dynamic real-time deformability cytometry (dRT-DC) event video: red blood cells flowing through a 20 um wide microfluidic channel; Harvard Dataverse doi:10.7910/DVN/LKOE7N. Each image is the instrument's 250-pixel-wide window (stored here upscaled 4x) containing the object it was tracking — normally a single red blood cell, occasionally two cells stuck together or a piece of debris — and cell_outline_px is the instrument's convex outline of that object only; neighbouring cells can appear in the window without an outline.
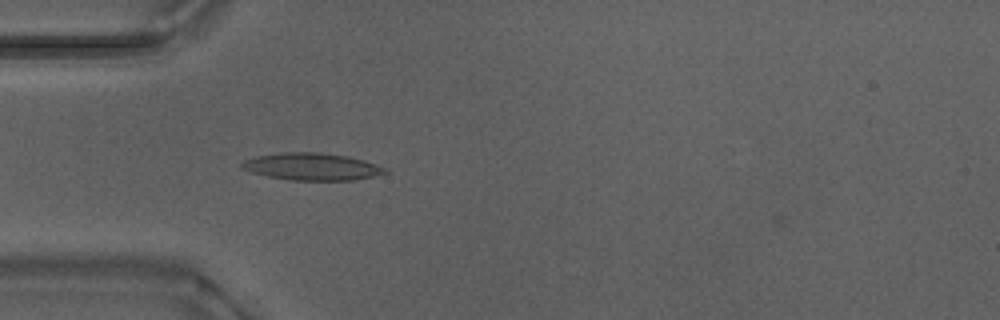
{"species": "Egyptian fruit bat (a non-hibernating species)", "species_latin": "Rousettus aegyptiacus", "temperature_condition": "warm", "stored_images_in_passage": 3, "camera_frame_rate_fps": 3000, "um_per_image_px": 0.085, "animal": {"sex": "male"}, "frame": {"image": 1, "passage_image": 2, "time_ms": 0.333, "image_size_px": [1000, 320], "cell_outline_px": [[388, 172], [372, 176], [352, 180], [292, 180], [268, 176], [252, 172], [240, 168], [240, 164], [244, 160], [256, 156], [284, 152], [320, 152], [348, 156], [364, 160], [388, 168]], "centroid_in_image_um": [26.51, 14.15], "position_along_channel_um": 58.5, "area_um2": 22.66}}